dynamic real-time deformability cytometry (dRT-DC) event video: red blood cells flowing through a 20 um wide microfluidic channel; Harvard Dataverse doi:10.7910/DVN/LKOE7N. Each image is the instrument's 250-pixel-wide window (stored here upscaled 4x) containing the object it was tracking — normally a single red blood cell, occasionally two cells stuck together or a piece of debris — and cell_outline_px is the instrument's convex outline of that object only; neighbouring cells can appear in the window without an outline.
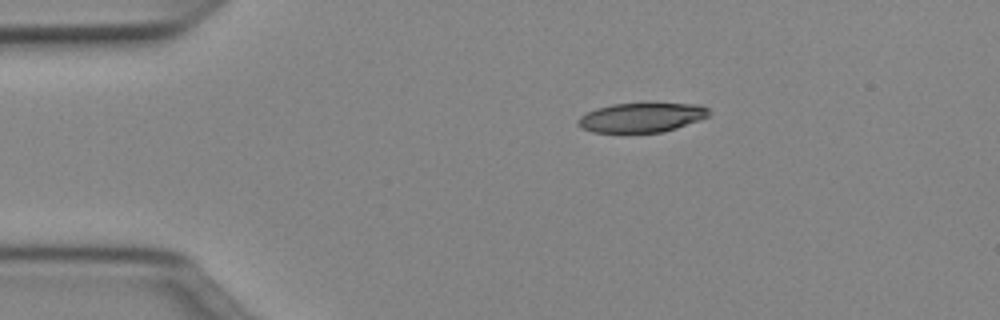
{"species": "Egyptian fruit bat (a non-hibernating species)", "species_latin": "Rousettus aegyptiacus", "temperature_condition": "cold", "stored_images_in_passage": 42, "camera_frame_rate_fps": 3000, "um_per_image_px": 0.085, "animal": {"sex": "female"}, "frame": {"image": 1, "passage_image": 1, "time_ms": 0.0, "image_size_px": [1000, 320], "cell_outline_px": [[712, 112], [708, 116], [700, 120], [664, 132], [592, 132], [576, 124], [576, 120], [580, 116], [596, 108], [612, 104], [700, 104], [708, 108]], "centroid_in_image_um": [54.54, 9.99], "position_along_channel_um": 30.5, "area_um2": 22.31}}
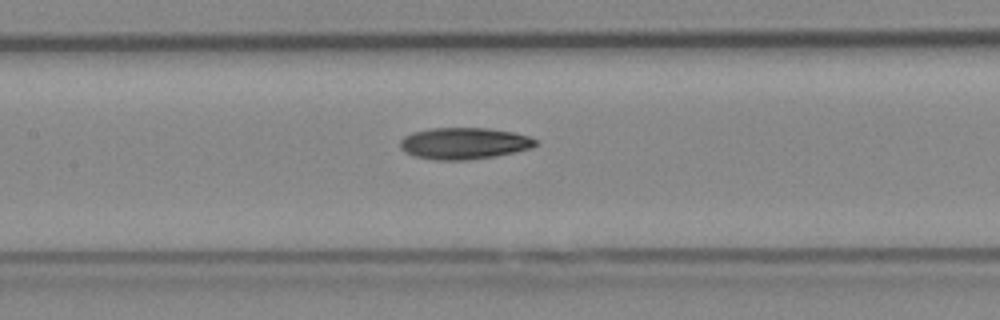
{"frame": {"image": 2, "passage_image": 15, "time_ms": 4.667, "image_size_px": [1000, 320], "cell_outline_px": [[536, 144], [532, 148], [516, 152], [496, 156], [468, 160], [436, 160], [416, 156], [400, 148], [400, 140], [404, 136], [412, 132], [432, 128], [488, 128], [512, 132], [528, 136], [536, 140]], "centroid_in_image_um": [39.45, 12.18], "position_along_channel_um": 167.9, "area_um2": 24.85}}
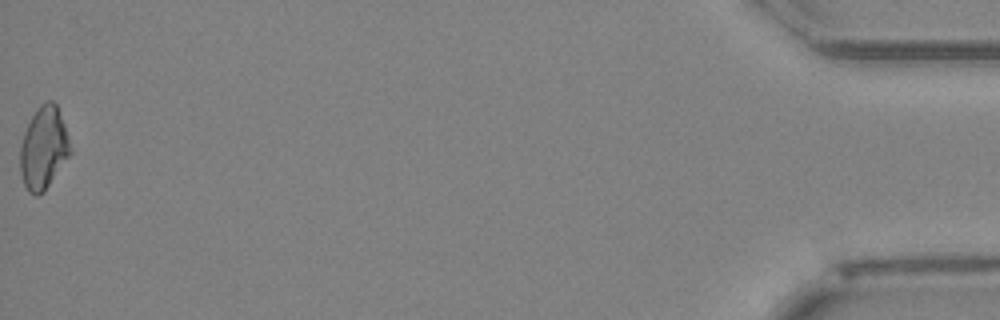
{"frame": {"image": 3, "passage_image": 42, "time_ms": 13.667, "image_size_px": [1000, 320], "cell_outline_px": [[72, 152], [44, 192], [36, 196], [28, 192], [24, 184], [20, 172], [20, 148], [24, 132], [36, 108], [40, 104], [48, 100], [52, 100], [56, 104], [64, 124]], "centroid_in_image_um": [3.7, 12.59], "position_along_channel_um": 431.5, "area_um2": 23.99}, "authors_computed_cell_mechanics": {"area_um2": 24.3338, "velocity_mm_per_s": 4.0321, "shape_relaxation_time_tau1_ms": 10.5874, "shape_relaxation_time_tau2_ms": null, "deformation_change_tau1": 0.2228, "deformation_change_tau2": null}}